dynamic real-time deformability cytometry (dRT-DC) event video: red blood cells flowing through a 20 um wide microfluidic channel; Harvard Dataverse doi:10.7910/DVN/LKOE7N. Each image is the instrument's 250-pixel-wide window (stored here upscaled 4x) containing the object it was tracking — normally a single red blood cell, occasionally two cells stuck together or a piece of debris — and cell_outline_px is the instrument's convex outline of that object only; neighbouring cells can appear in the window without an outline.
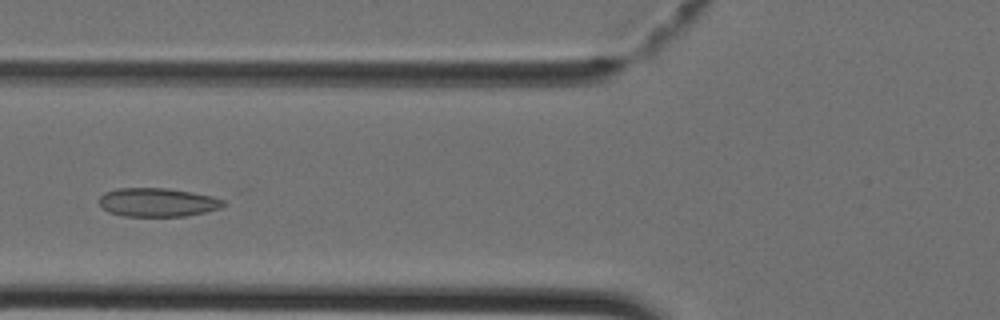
{"species": "Egyptian fruit bat (a non-hibernating species)", "species_latin": "Rousettus aegyptiacus", "temperature_condition": "cold", "stored_images_in_passage": 38, "camera_frame_rate_fps": 3000, "um_per_image_px": 0.085, "animal": {"sex": "female"}, "frame": {"image": 1, "passage_image": 12, "time_ms": 3.667, "image_size_px": [1000, 320], "cell_outline_px": [[228, 204], [220, 208], [204, 212], [184, 216], [124, 216], [108, 212], [100, 204], [100, 196], [104, 192], [116, 188], [164, 188], [192, 192], [212, 196], [224, 200]], "centroid_in_image_um": [13.4, 17.19], "position_along_channel_um": 112.4, "area_um2": 20.75}}
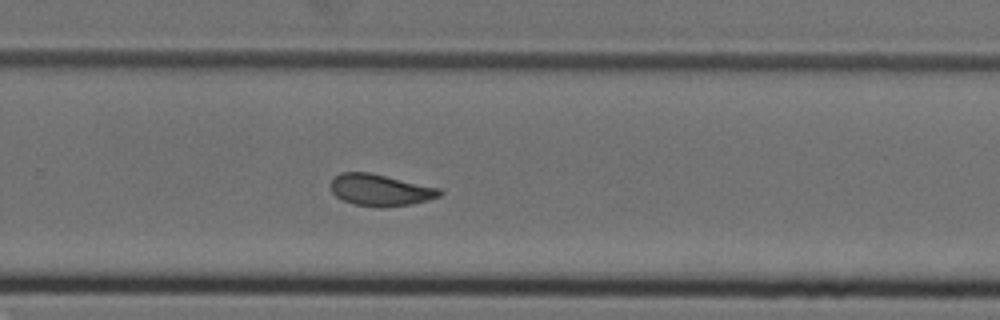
{"frame": {"image": 2, "passage_image": 24, "time_ms": 7.667, "image_size_px": [1000, 320], "cell_outline_px": [[444, 192], [440, 196], [428, 200], [412, 204], [384, 208], [380, 208], [356, 204], [344, 200], [336, 196], [332, 192], [328, 184], [332, 176], [340, 172], [368, 172], [440, 188]], "centroid_in_image_um": [32.29, 16.15], "position_along_channel_um": 297.5, "area_um2": 20.35}}
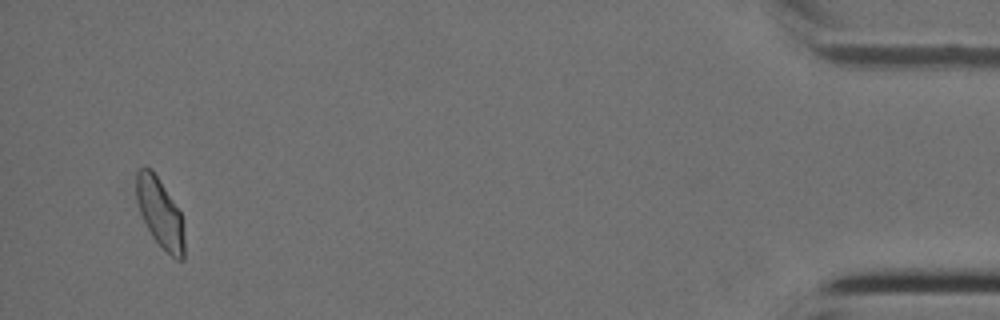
{"frame": {"image": 3, "passage_image": 37, "time_ms": 12.0, "image_size_px": [1000, 320], "cell_outline_px": [[184, 260], [176, 260], [152, 236], [140, 212], [136, 200], [136, 172], [140, 168], [148, 168], [156, 176], [180, 212], [184, 236]], "centroid_in_image_um": [13.59, 18.13], "position_along_channel_um": 421.6, "area_um2": 18.73}}